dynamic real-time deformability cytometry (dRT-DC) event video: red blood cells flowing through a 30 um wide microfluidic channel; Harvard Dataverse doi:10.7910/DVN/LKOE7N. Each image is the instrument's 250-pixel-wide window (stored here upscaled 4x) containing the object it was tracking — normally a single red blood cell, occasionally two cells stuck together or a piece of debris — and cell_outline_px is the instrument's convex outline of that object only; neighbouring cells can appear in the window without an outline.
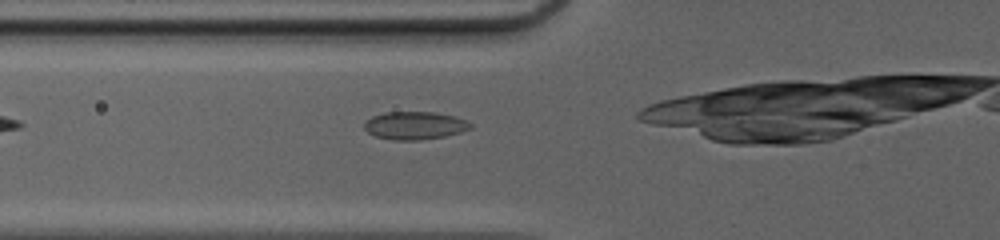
{"species": "common noctule bat (a hibernating species)", "species_latin": "Nyctalus noctula", "temperature_condition": "cold", "stored_images_in_passage": 28, "camera_frame_rate_fps": 3000, "um_per_image_px": 0.085, "animal": {"sex": "female", "body_mass_g": 20.0, "forearm_length_mm": 54.0}, "frame": {"image": 1, "passage_image": 3, "time_ms": 0.667, "image_size_px": [1000, 240], "cell_outline_px": [[472, 128], [460, 132], [444, 136], [420, 140], [392, 140], [376, 136], [368, 132], [364, 128], [364, 124], [372, 116], [384, 112], [432, 112], [456, 116], [472, 124]], "centroid_in_image_um": [35.25, 10.67], "position_along_channel_um": 90.5, "area_um2": 17.17}}
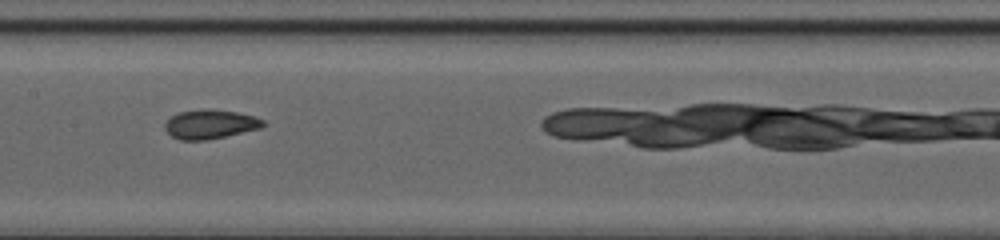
{"frame": {"image": 2, "passage_image": 10, "time_ms": 3.0, "image_size_px": [1000, 240], "cell_outline_px": [[264, 124], [260, 128], [208, 140], [180, 140], [172, 136], [164, 128], [164, 124], [172, 116], [180, 112], [212, 108], [236, 112], [252, 116], [264, 120]], "centroid_in_image_um": [17.85, 10.56], "position_along_channel_um": 189.6, "area_um2": 16.47}}
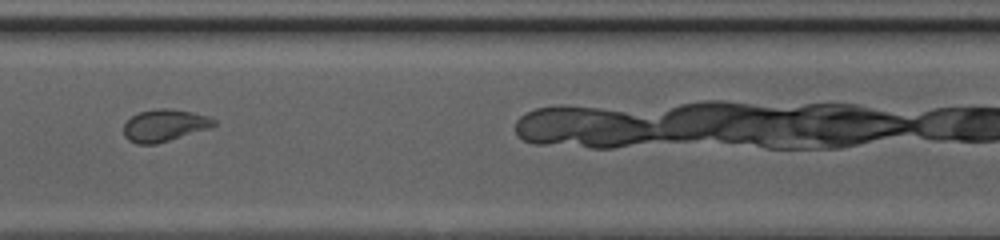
{"frame": {"image": 3, "passage_image": 22, "time_ms": 7.0, "image_size_px": [1000, 240], "cell_outline_px": [[216, 124], [208, 128], [156, 144], [136, 144], [128, 140], [124, 136], [124, 124], [132, 116], [140, 112], [156, 108], [168, 108], [192, 112], [216, 120]], "centroid_in_image_um": [13.93, 10.66], "position_along_channel_um": 356.7, "area_um2": 16.59}, "authors_computed_cell_mechanics": {"area_um2": 16.4441, "velocity_mm_per_s": 4.2008, "shape_relaxation_time_tau1_ms": 7.3263, "shape_relaxation_time_tau2_ms": 1.9159, "deformation_change_tau1": 0.131, "deformation_change_tau2": 0.0492}}